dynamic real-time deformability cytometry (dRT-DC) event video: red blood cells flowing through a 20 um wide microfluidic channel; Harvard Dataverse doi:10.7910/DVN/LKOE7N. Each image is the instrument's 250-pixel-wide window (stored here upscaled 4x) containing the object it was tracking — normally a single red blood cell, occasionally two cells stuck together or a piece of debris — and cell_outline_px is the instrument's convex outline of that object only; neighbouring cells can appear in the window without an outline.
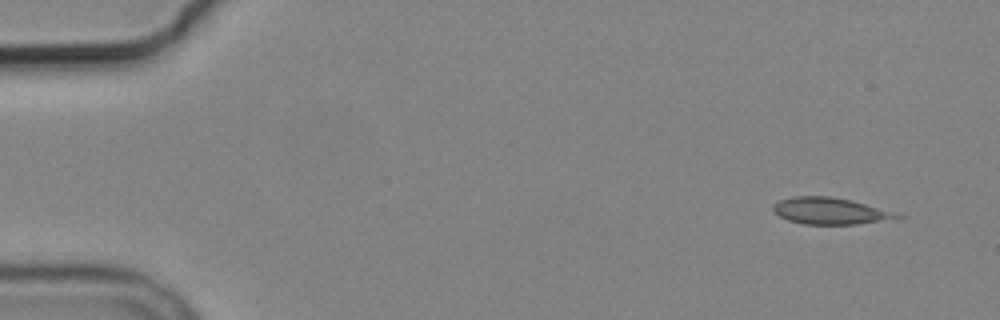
{"species": "common noctule bat (a hibernating species)", "species_latin": "Nyctalus noctula", "temperature_condition": "cold", "stored_images_in_passage": 5, "camera_frame_rate_fps": 3000, "um_per_image_px": 0.085, "animal": {"sex": "male", "body_mass_g": 19.2, "forearm_length_mm": 51.8}, "frame": {"image": 1, "passage_image": 2, "time_ms": 1.0, "image_size_px": [1000, 320], "cell_outline_px": [[904, 216], [856, 224], [804, 224], [788, 220], [780, 216], [772, 208], [772, 204], [780, 200], [792, 196], [828, 196], [852, 200]], "centroid_in_image_um": [70.44, 17.92], "position_along_channel_um": 14.6, "area_um2": 18.67}}